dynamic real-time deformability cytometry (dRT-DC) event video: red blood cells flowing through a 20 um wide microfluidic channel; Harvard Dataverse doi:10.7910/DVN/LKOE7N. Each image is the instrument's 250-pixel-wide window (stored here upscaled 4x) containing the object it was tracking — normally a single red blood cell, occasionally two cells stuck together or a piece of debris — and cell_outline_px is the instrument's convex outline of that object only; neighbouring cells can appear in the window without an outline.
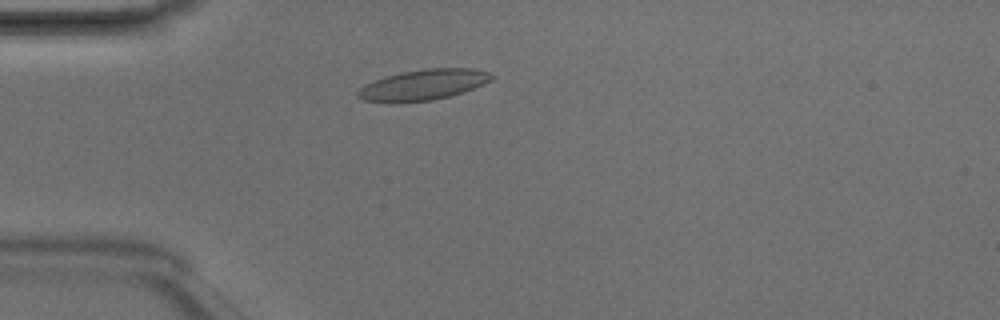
{"species": "Egyptian fruit bat (a non-hibernating species)", "species_latin": "Rousettus aegyptiacus", "temperature_condition": "room temperature", "stored_images_in_passage": 4, "camera_frame_rate_fps": 3000, "um_per_image_px": 0.085, "animal": {"sex": "male"}, "frame": {"image": 1, "passage_image": 3, "time_ms": 0.667, "image_size_px": [1000, 320], "cell_outline_px": [[496, 76], [492, 80], [484, 84], [448, 96], [432, 100], [392, 104], [388, 104], [364, 100], [356, 96], [356, 92], [364, 84], [372, 80], [384, 76], [400, 72], [428, 68], [476, 68], [488, 72]], "centroid_in_image_um": [35.91, 7.21], "position_along_channel_um": 49.1, "area_um2": 24.33}}